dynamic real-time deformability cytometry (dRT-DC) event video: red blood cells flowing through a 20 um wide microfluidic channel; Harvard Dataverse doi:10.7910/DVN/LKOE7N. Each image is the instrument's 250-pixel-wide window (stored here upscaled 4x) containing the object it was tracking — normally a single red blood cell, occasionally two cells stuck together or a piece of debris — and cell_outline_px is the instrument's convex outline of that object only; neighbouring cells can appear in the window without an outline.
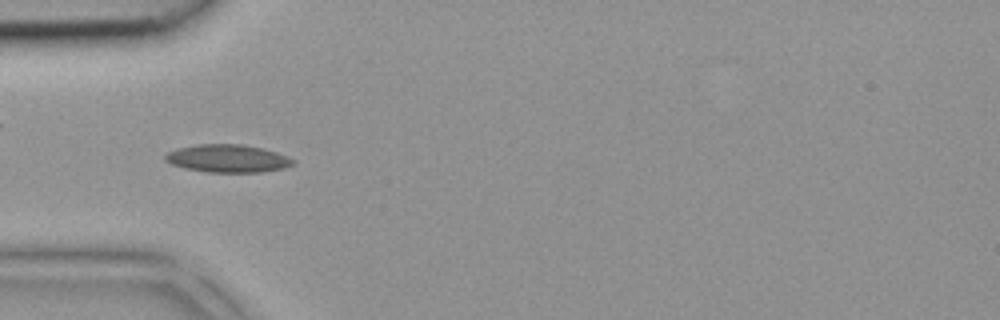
{"species": "common noctule bat (a hibernating species)", "species_latin": "Nyctalus noctula", "temperature_condition": "room temperature", "stored_images_in_passage": 41, "camera_frame_rate_fps": 3000, "um_per_image_px": 0.085, "animal": {"sex": "female", "body_mass_g": 18.4}, "frame": {"image": 1, "passage_image": 13, "time_ms": 4.0, "image_size_px": [1000, 320], "cell_outline_px": [[296, 160], [292, 164], [284, 168], [260, 172], [208, 172], [184, 168], [172, 164], [164, 160], [164, 156], [168, 152], [176, 148], [200, 144], [240, 144], [260, 148], [276, 152], [288, 156]], "centroid_in_image_um": [19.33, 13.47], "position_along_channel_um": 65.7, "area_um2": 20.63}}
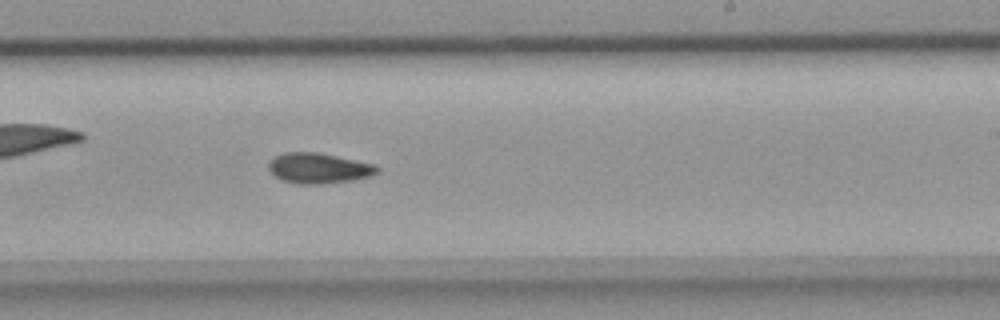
{"frame": {"image": 2, "passage_image": 25, "time_ms": 8.0, "image_size_px": [1000, 320], "cell_outline_px": [[380, 172], [372, 176], [352, 180], [324, 184], [296, 184], [280, 180], [268, 168], [268, 160], [272, 156], [284, 152], [316, 152], [376, 164], [380, 168]], "centroid_in_image_um": [27.08, 14.3], "position_along_channel_um": 261.9, "area_um2": 19.59}}
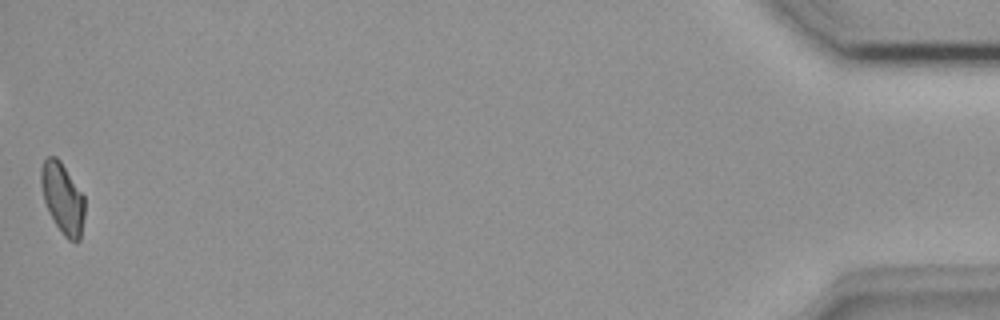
{"frame": {"image": 3, "passage_image": 41, "time_ms": 13.333, "image_size_px": [1000, 320], "cell_outline_px": [[84, 216], [80, 240], [76, 244], [68, 240], [64, 236], [56, 224], [44, 200], [40, 184], [40, 172], [44, 160], [48, 156], [56, 156], [60, 160], [84, 196]], "centroid_in_image_um": [5.33, 16.86], "position_along_channel_um": 429.9, "area_um2": 17.86}}